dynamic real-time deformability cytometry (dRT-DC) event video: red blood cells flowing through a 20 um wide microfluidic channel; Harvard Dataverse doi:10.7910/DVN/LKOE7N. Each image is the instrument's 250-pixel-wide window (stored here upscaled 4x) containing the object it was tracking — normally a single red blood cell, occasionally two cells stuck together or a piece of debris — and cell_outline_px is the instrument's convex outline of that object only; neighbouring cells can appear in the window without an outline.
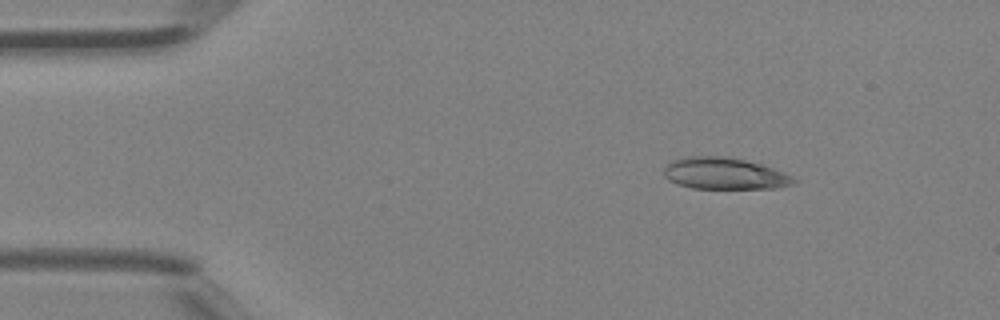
{"species": "Egyptian fruit bat (a non-hibernating species)", "species_latin": "Rousettus aegyptiacus", "temperature_condition": "room temperature", "stored_images_in_passage": 4, "camera_frame_rate_fps": 3000, "um_per_image_px": 0.085, "animal": {"sex": "female"}, "frame": {"image": 1, "passage_image": 2, "time_ms": 0.333, "image_size_px": [1000, 320], "cell_outline_px": [[796, 180], [792, 184], [776, 188], [692, 188], [676, 184], [668, 180], [664, 176], [664, 168], [672, 160], [688, 156], [720, 156], [744, 160], [760, 164], [784, 172], [792, 176]], "centroid_in_image_um": [61.54, 14.75], "position_along_channel_um": 23.5, "area_um2": 23.76}}
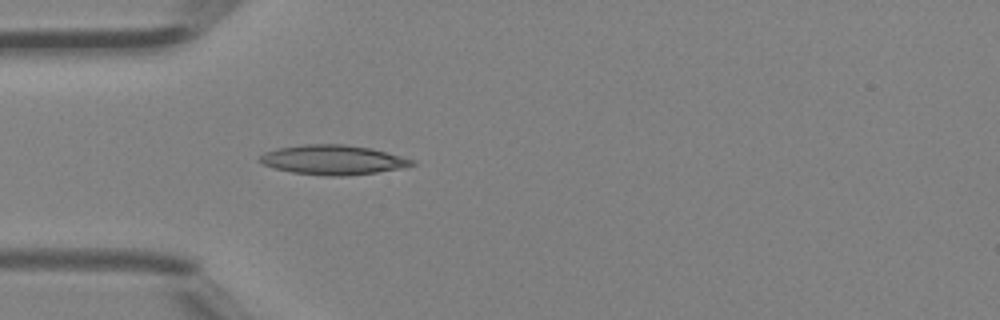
{"frame": {"image": 2, "passage_image": 4, "time_ms": 1.0, "image_size_px": [1000, 320], "cell_outline_px": [[416, 164], [404, 168], [376, 172], [344, 176], [324, 176], [292, 172], [276, 168], [264, 164], [256, 160], [264, 152], [280, 148], [304, 144], [344, 144], [372, 148], [416, 160]], "centroid_in_image_um": [28.34, 13.59], "position_along_channel_um": 56.7, "area_um2": 26.3}}